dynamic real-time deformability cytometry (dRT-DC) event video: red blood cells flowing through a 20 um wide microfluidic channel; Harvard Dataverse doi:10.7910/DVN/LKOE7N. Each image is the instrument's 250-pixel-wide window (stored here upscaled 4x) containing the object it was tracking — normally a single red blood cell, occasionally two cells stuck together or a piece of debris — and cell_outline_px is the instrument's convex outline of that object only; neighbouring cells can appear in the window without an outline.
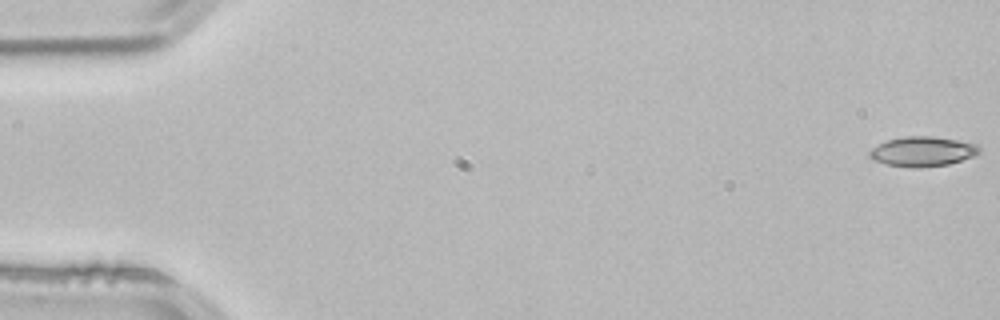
{"species": "common noctule bat (a hibernating species)", "species_latin": "Nyctalus noctula", "temperature_condition": "room temperature", "stored_images_in_passage": 53, "camera_frame_rate_fps": 3000, "um_per_image_px": 0.085, "animal": {"sex": "male", "body_mass_g": 21.5, "forearm_length_mm": 52.0}, "frame": {"image": 1, "passage_image": 1, "time_ms": 0.0, "image_size_px": [1000, 320], "cell_outline_px": [[980, 152], [972, 156], [948, 164], [920, 168], [916, 168], [884, 164], [872, 160], [868, 156], [868, 152], [876, 144], [888, 140], [908, 136], [932, 136], [956, 140], [976, 144], [980, 148]], "centroid_in_image_um": [78.35, 12.88], "position_along_channel_um": 6.6, "area_um2": 19.02}}
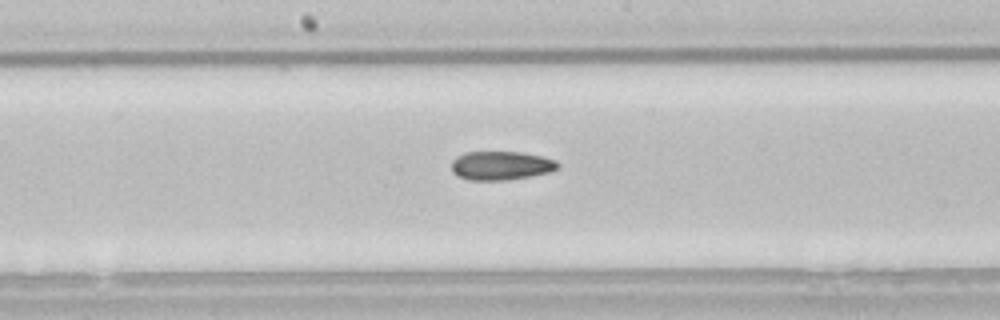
{"frame": {"image": 2, "passage_image": 28, "time_ms": 9.0, "image_size_px": [1000, 320], "cell_outline_px": [[560, 168], [548, 172], [508, 180], [472, 180], [456, 176], [452, 172], [452, 160], [456, 156], [464, 152], [524, 152], [544, 156], [556, 160], [560, 164]], "centroid_in_image_um": [42.59, 14.06], "position_along_channel_um": 205.6, "area_um2": 18.03}}
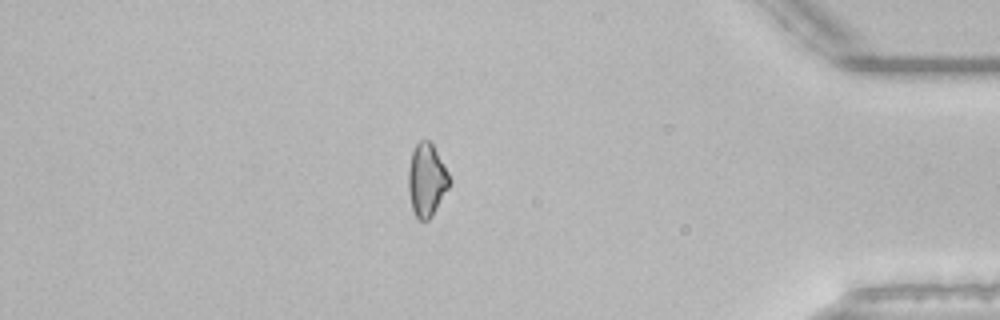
{"frame": {"image": 3, "passage_image": 46, "time_ms": 15.0, "image_size_px": [1000, 320], "cell_outline_px": [[452, 180], [448, 188], [432, 216], [428, 220], [420, 220], [416, 216], [412, 208], [408, 192], [408, 168], [412, 152], [416, 144], [420, 140], [428, 140], [432, 144], [448, 172]], "centroid_in_image_um": [36.26, 15.3], "position_along_channel_um": 398.9, "area_um2": 17.34}}